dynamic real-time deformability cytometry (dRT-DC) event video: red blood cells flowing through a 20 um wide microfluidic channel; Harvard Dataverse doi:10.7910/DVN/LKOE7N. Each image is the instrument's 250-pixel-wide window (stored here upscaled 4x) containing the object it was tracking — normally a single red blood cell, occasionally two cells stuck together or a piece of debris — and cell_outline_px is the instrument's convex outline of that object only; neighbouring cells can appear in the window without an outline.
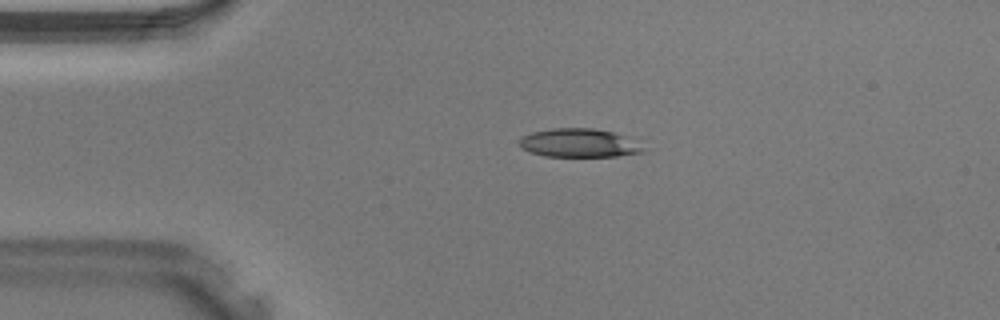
{"species": "Egyptian fruit bat (a non-hibernating species)", "species_latin": "Rousettus aegyptiacus", "temperature_condition": "warm", "stored_images_in_passage": 32, "camera_frame_rate_fps": 3000, "um_per_image_px": 0.085, "animal": {"sex": "male"}, "frame": {"image": 1, "passage_image": 1, "time_ms": 0.0, "image_size_px": [1000, 320], "cell_outline_px": [[648, 148], [644, 152], [616, 156], [544, 156], [520, 148], [520, 140], [524, 136], [532, 132], [552, 128], [592, 128], [612, 132], [624, 136]], "centroid_in_image_um": [49.24, 12.15], "position_along_channel_um": 35.8, "area_um2": 20.46}}
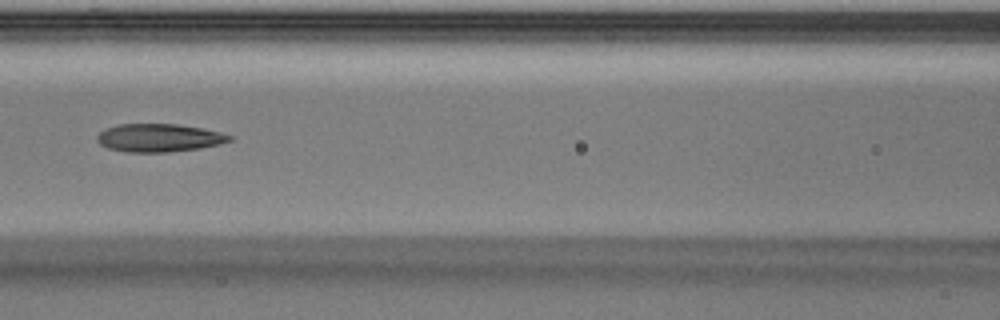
{"frame": {"image": 2, "passage_image": 10, "time_ms": 3.0, "image_size_px": [1000, 320], "cell_outline_px": [[236, 136], [232, 140], [220, 144], [200, 148], [168, 152], [128, 152], [108, 148], [100, 144], [96, 140], [96, 136], [100, 132], [108, 128], [120, 124], [176, 124], [200, 128], [220, 132]], "centroid_in_image_um": [13.55, 11.72], "position_along_channel_um": 153.1, "area_um2": 21.62}}
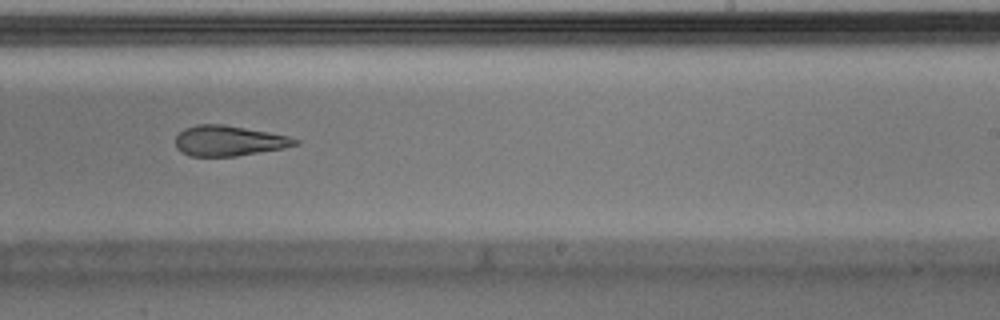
{"frame": {"image": 3, "passage_image": 17, "time_ms": 5.333, "image_size_px": [1000, 320], "cell_outline_px": [[300, 144], [284, 148], [236, 156], [188, 156], [180, 152], [176, 148], [176, 136], [184, 128], [196, 124], [224, 124], [268, 132], [288, 136], [300, 140]], "centroid_in_image_um": [19.44, 11.97], "position_along_channel_um": 269.6, "area_um2": 21.27}}